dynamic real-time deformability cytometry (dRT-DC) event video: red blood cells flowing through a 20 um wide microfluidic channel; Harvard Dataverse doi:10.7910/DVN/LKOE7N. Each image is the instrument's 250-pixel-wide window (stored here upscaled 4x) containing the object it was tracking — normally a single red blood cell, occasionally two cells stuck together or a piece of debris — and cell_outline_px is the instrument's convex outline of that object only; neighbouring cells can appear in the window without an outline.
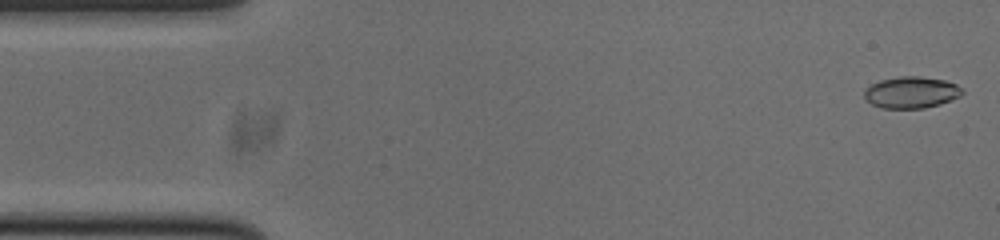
{"species": "common noctule bat (a hibernating species)", "species_latin": "Nyctalus noctula", "temperature_condition": "cold", "stored_images_in_passage": 52, "camera_frame_rate_fps": 3000, "um_per_image_px": 0.085, "animal": {"sex": "male", "body_mass_g": 20.0, "forearm_length_mm": 53.3}, "frame": {"image": 1, "passage_image": 1, "time_ms": 0.0, "image_size_px": [1000, 240], "cell_outline_px": [[964, 92], [960, 96], [940, 104], [924, 108], [880, 108], [872, 104], [864, 96], [864, 92], [872, 84], [880, 80], [900, 76], [920, 76], [944, 80], [956, 84]], "centroid_in_image_um": [77.47, 7.85], "position_along_channel_um": 7.5, "area_um2": 17.86}}
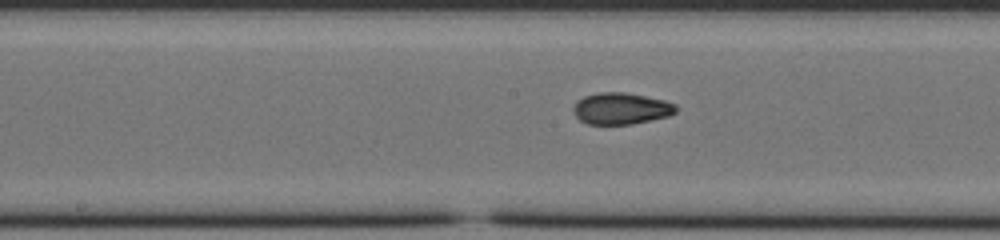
{"frame": {"image": 2, "passage_image": 25, "time_ms": 8.0, "image_size_px": [1000, 240], "cell_outline_px": [[676, 112], [668, 116], [632, 124], [588, 124], [580, 120], [576, 116], [572, 108], [576, 100], [584, 96], [600, 92], [624, 92], [664, 100], [676, 104]], "centroid_in_image_um": [52.76, 9.22], "position_along_channel_um": 195.4, "area_um2": 18.84}}
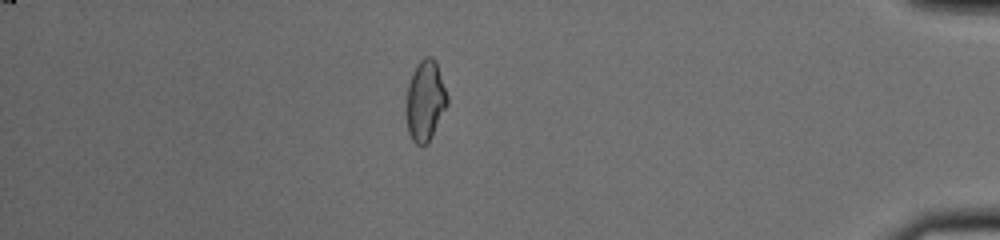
{"frame": {"image": 3, "passage_image": 45, "time_ms": 14.667, "image_size_px": [1000, 240], "cell_outline_px": [[448, 104], [428, 144], [416, 144], [412, 140], [408, 132], [408, 84], [412, 72], [416, 64], [424, 56], [432, 56], [436, 60], [448, 96]], "centroid_in_image_um": [36.18, 8.52], "position_along_channel_um": 399.0, "area_um2": 19.07}, "authors_computed_cell_mechanics": {"area_um2": 18.7561, "velocity_mm_per_s": 3.7887, "shape_relaxation_time_tau1_ms": null, "shape_relaxation_time_tau2_ms": 2.3035, "deformation_change_tau1": null, "deformation_change_tau2": 0.0698}}